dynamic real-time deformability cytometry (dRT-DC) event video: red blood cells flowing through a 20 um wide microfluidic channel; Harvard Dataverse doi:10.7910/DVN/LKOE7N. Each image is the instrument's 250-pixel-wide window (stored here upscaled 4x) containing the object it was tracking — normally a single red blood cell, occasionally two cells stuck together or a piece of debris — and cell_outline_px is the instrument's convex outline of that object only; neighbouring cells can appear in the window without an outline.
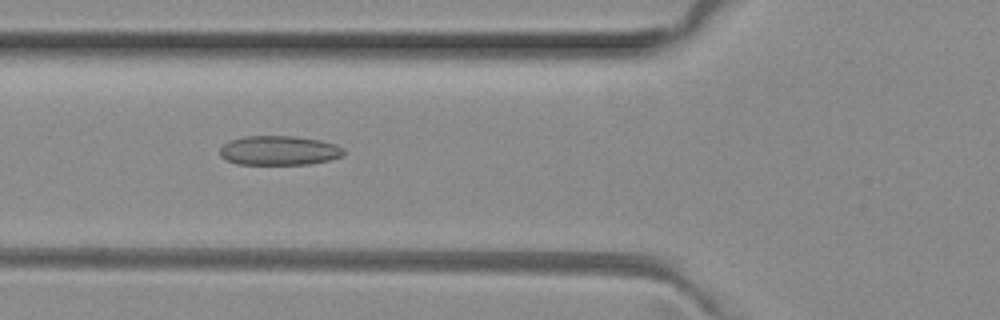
{"species": "common noctule bat (a hibernating species)", "species_latin": "Nyctalus noctula", "temperature_condition": "room temperature", "stored_images_in_passage": 4, "camera_frame_rate_fps": 3000, "um_per_image_px": 0.085, "animal": {"sex": "female", "body_mass_g": 29.2, "forearm_length_mm": 56.3}, "frame": {"image": 1, "passage_image": 2, "time_ms": 0.333, "image_size_px": [1000, 320], "cell_outline_px": [[344, 156], [328, 160], [308, 164], [236, 164], [224, 160], [220, 156], [220, 148], [224, 144], [232, 140], [244, 136], [296, 136], [320, 140], [336, 144], [344, 148]], "centroid_in_image_um": [23.72, 12.79], "position_along_channel_um": 102.1, "area_um2": 21.33}}
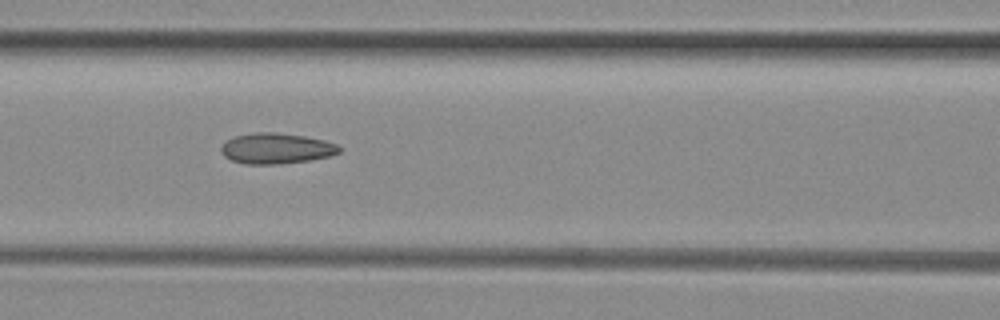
{"frame": {"image": 2, "passage_image": 3, "time_ms": 0.667, "image_size_px": [1000, 320], "cell_outline_px": [[340, 152], [332, 156], [312, 160], [280, 164], [244, 164], [232, 160], [224, 156], [220, 152], [220, 148], [228, 140], [236, 136], [256, 132], [276, 132], [304, 136], [324, 140], [336, 144], [340, 148]], "centroid_in_image_um": [23.5, 12.63], "position_along_channel_um": 143.1, "area_um2": 21.15}}
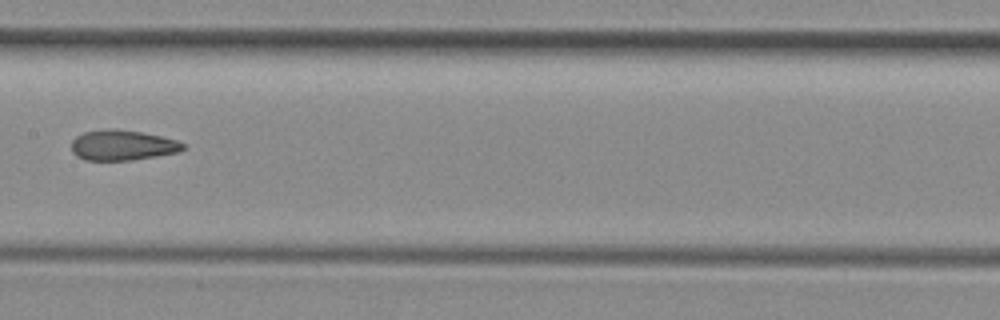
{"frame": {"image": 3, "passage_image": 4, "time_ms": 1.0, "image_size_px": [1000, 320], "cell_outline_px": [[184, 148], [180, 152], [132, 160], [84, 160], [76, 156], [72, 152], [72, 140], [76, 136], [84, 132], [112, 128], [116, 128], [140, 132], [160, 136], [176, 140], [184, 144]], "centroid_in_image_um": [10.39, 12.34], "position_along_channel_um": 197.0, "area_um2": 19.71}}